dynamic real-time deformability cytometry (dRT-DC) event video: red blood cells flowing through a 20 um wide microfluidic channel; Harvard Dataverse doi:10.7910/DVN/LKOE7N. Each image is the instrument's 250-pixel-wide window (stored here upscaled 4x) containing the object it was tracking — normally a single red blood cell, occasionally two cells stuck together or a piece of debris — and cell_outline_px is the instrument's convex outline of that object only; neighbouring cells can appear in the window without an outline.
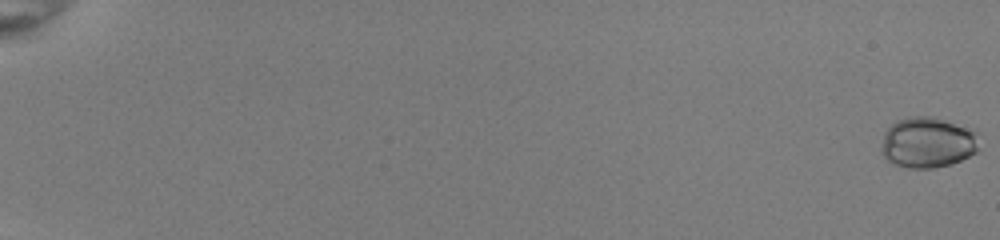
{"species": "common noctule bat (a hibernating species)", "species_latin": "Nyctalus noctula", "temperature_condition": "room temperature", "stored_images_in_passage": 54, "camera_frame_rate_fps": 3000, "um_per_image_px": 0.085, "animal": {"sex": "female", "body_mass_g": 22.0, "forearm_length_mm": 56.7}, "frame": {"image": 1, "passage_image": 1, "time_ms": 0.0, "image_size_px": [1000, 240], "cell_outline_px": [[980, 148], [976, 152], [952, 164], [932, 168], [908, 168], [896, 164], [888, 160], [880, 152], [880, 148], [884, 132], [896, 120], [908, 116], [936, 116], [976, 128]], "centroid_in_image_um": [78.89, 12.07], "position_along_channel_um": 6.1, "area_um2": 29.71}}
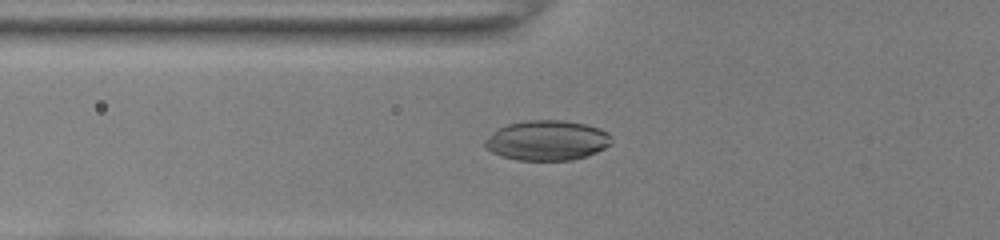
{"frame": {"image": 2, "passage_image": 23, "time_ms": 7.333, "image_size_px": [1000, 240], "cell_outline_px": [[612, 144], [596, 152], [572, 160], [516, 160], [500, 156], [492, 152], [484, 144], [484, 140], [492, 132], [508, 124], [528, 120], [564, 120], [584, 124], [600, 128], [608, 132], [612, 136]], "centroid_in_image_um": [46.51, 11.93], "position_along_channel_um": 79.3, "area_um2": 29.54}}
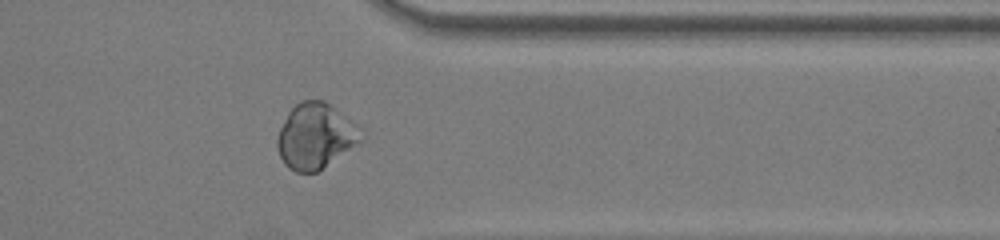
{"frame": {"image": 3, "passage_image": 46, "time_ms": 15.0, "image_size_px": [1000, 240], "cell_outline_px": [[368, 136], [364, 140], [316, 172], [296, 172], [288, 168], [284, 164], [280, 156], [276, 144], [276, 140], [280, 128], [288, 112], [300, 100], [324, 100], [360, 124], [364, 128]], "centroid_in_image_um": [26.89, 11.54], "position_along_channel_um": 384.5, "area_um2": 32.6}, "authors_computed_cell_mechanics": {"area_um2": 27.3394, "velocity_mm_per_s": 4.0122, "shape_relaxation_time_tau1_ms": 6.9784, "shape_relaxation_time_tau2_ms": 0.9417, "deformation_change_tau1": 0.1632, "deformation_change_tau2": 0.0295}}